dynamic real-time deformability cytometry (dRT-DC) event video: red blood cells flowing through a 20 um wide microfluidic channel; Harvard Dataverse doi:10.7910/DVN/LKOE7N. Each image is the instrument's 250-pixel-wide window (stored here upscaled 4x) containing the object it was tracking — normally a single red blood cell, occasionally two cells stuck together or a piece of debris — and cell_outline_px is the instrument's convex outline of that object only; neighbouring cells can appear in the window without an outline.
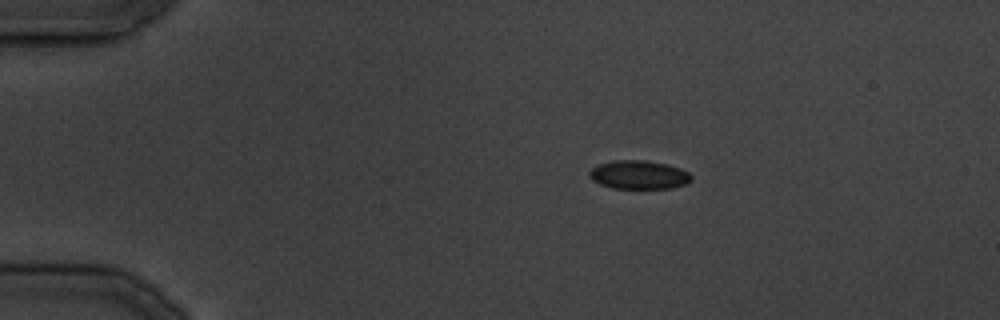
{"species": "common noctule bat (a hibernating species)", "species_latin": "Nyctalus noctula", "temperature_condition": "cold", "stored_images_in_passage": 11, "camera_frame_rate_fps": 3000, "um_per_image_px": 0.085, "animal": {"sex": "male", "body_mass_g": 19.5, "forearm_length_mm": 54.6}, "frame": {"image": 1, "passage_image": 7, "time_ms": 6.667, "image_size_px": [1000, 320], "cell_outline_px": [[692, 180], [688, 184], [672, 188], [612, 188], [600, 184], [592, 180], [588, 176], [588, 172], [592, 168], [600, 164], [612, 160], [644, 160], [664, 164], [680, 168], [688, 172], [692, 176]], "centroid_in_image_um": [54.3, 14.86], "position_along_channel_um": 30.7, "area_um2": 17.05}}